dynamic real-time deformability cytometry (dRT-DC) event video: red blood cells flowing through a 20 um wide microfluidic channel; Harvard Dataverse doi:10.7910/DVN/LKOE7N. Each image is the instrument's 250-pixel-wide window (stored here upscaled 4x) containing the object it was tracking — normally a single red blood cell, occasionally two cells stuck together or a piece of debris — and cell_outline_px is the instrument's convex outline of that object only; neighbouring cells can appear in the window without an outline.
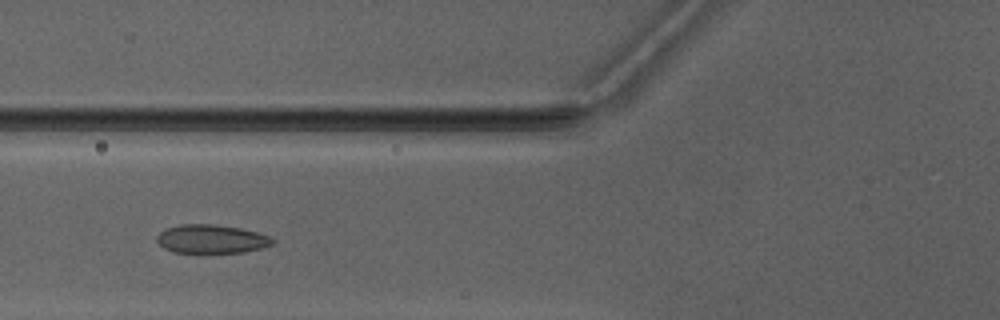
{"species": "Egyptian fruit bat (a non-hibernating species)", "species_latin": "Rousettus aegyptiacus", "temperature_condition": "warm", "stored_images_in_passage": 5, "camera_frame_rate_fps": 3000, "um_per_image_px": 0.085, "animal": {"sex": "male"}, "frame": {"image": 1, "passage_image": 4, "time_ms": 4.667, "image_size_px": [1000, 320], "cell_outline_px": [[276, 240], [272, 244], [260, 248], [244, 252], [172, 252], [164, 248], [156, 240], [156, 236], [164, 228], [180, 224], [212, 224], [240, 228], [272, 236]], "centroid_in_image_um": [17.96, 20.3], "position_along_channel_um": 107.8, "area_um2": 19.31}}
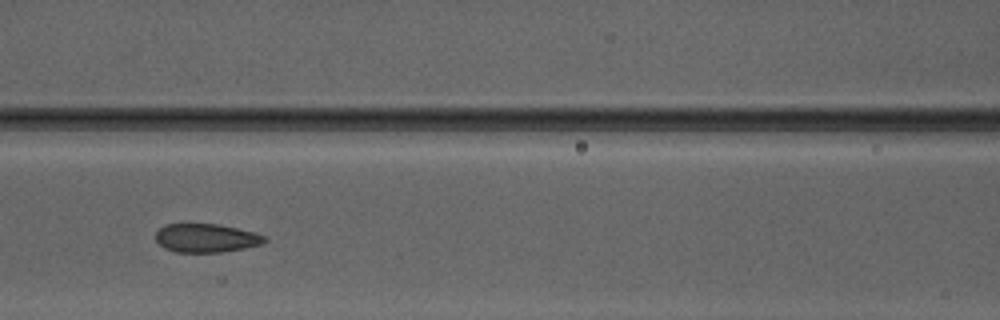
{"frame": {"image": 2, "passage_image": 5, "time_ms": 5.667, "image_size_px": [1000, 320], "cell_outline_px": [[268, 240], [264, 244], [224, 252], [176, 252], [164, 248], [156, 240], [156, 232], [164, 224], [220, 224], [256, 232], [268, 236]], "centroid_in_image_um": [17.59, 20.23], "position_along_channel_um": 149.0, "area_um2": 18.44}}